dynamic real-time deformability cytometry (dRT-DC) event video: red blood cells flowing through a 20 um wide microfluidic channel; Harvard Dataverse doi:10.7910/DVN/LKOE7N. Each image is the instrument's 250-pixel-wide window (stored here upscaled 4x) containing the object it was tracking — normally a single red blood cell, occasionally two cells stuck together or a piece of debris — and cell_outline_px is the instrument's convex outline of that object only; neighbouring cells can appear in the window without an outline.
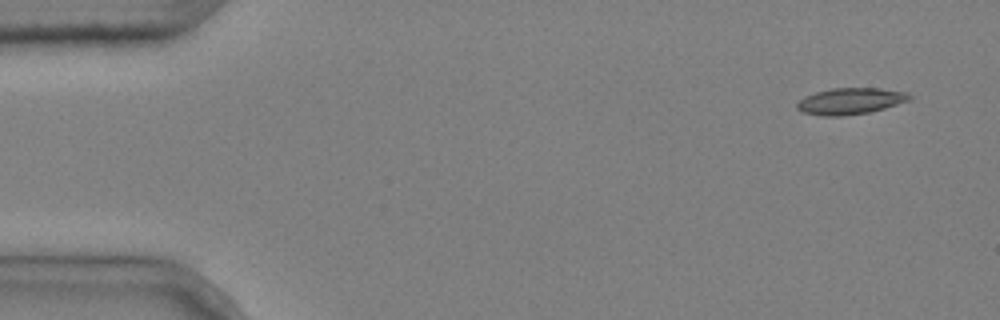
{"species": "common noctule bat (a hibernating species)", "species_latin": "Nyctalus noctula", "temperature_condition": "cold", "stored_images_in_passage": 7, "camera_frame_rate_fps": 3000, "um_per_image_px": 0.085, "animal": {"sex": "male", "body_mass_g": 20.4}, "frame": {"image": 1, "passage_image": 1, "time_ms": 0.0, "image_size_px": [1000, 320], "cell_outline_px": [[912, 100], [884, 108], [868, 112], [844, 116], [820, 116], [804, 112], [796, 108], [796, 104], [804, 96], [816, 92], [832, 88], [880, 88], [908, 92], [912, 96]], "centroid_in_image_um": [72.3, 8.59], "position_along_channel_um": 12.7, "area_um2": 17.4}}
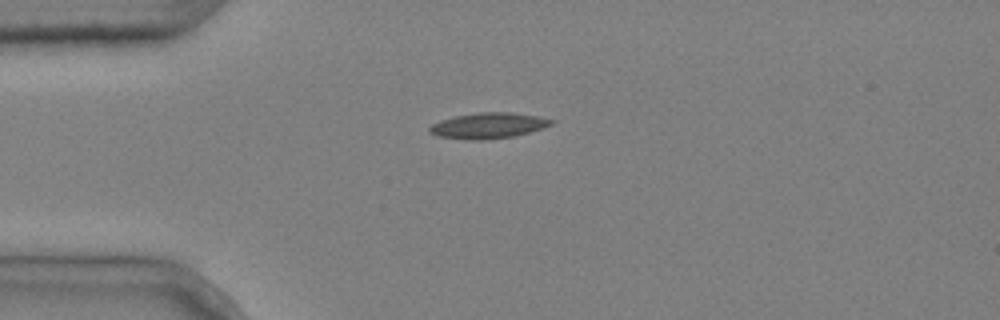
{"frame": {"image": 2, "passage_image": 3, "time_ms": 0.667, "image_size_px": [1000, 320], "cell_outline_px": [[556, 120], [552, 124], [544, 128], [512, 136], [484, 140], [464, 140], [436, 136], [428, 132], [428, 128], [432, 124], [440, 120], [456, 116], [480, 112], [512, 112], [536, 116]], "centroid_in_image_um": [41.47, 10.68], "position_along_channel_um": 43.5, "area_um2": 18.32}}
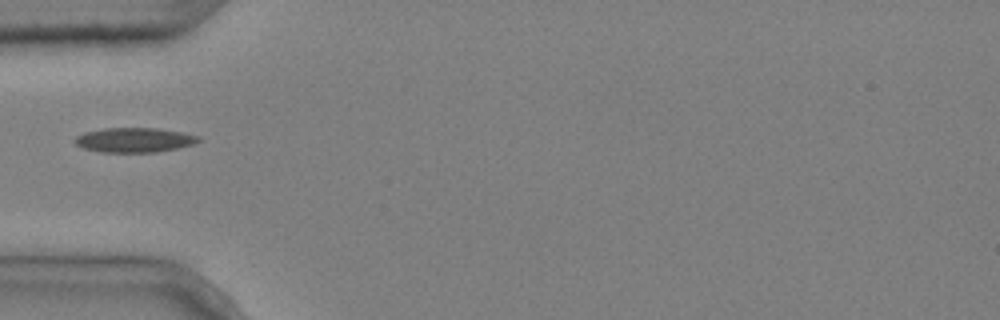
{"frame": {"image": 3, "passage_image": 4, "time_ms": 1.0, "image_size_px": [1000, 320], "cell_outline_px": [[200, 140], [192, 144], [176, 148], [156, 152], [100, 152], [84, 148], [76, 144], [72, 140], [76, 136], [84, 132], [104, 128], [156, 128], [184, 132], [200, 136]], "centroid_in_image_um": [11.39, 11.89], "position_along_channel_um": 73.6, "area_um2": 17.74}}